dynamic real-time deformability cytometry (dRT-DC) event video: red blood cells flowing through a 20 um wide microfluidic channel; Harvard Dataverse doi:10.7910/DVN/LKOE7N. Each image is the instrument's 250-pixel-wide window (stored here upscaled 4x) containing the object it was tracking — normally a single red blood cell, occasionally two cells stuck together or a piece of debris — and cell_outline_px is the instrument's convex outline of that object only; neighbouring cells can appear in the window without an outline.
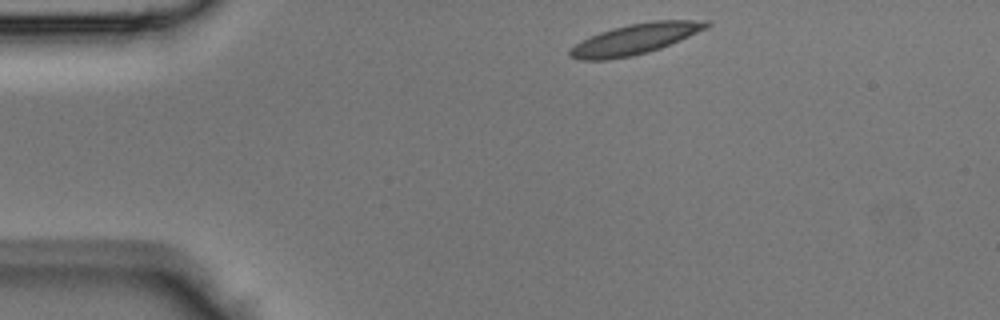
{"species": "Egyptian fruit bat (a non-hibernating species)", "species_latin": "Rousettus aegyptiacus", "temperature_condition": "room temperature", "stored_images_in_passage": 37, "camera_frame_rate_fps": 3000, "um_per_image_px": 0.085, "animal": {"sex": "male"}, "frame": {"image": 1, "passage_image": 1, "time_ms": 0.0, "image_size_px": [1000, 320], "cell_outline_px": [[712, 24], [688, 36], [660, 48], [648, 52], [632, 56], [608, 60], [576, 60], [568, 56], [568, 52], [576, 44], [600, 32], [612, 28], [628, 24], [652, 20], [708, 20]], "centroid_in_image_um": [53.95, 3.32], "position_along_channel_um": 31.0, "area_um2": 24.04}}
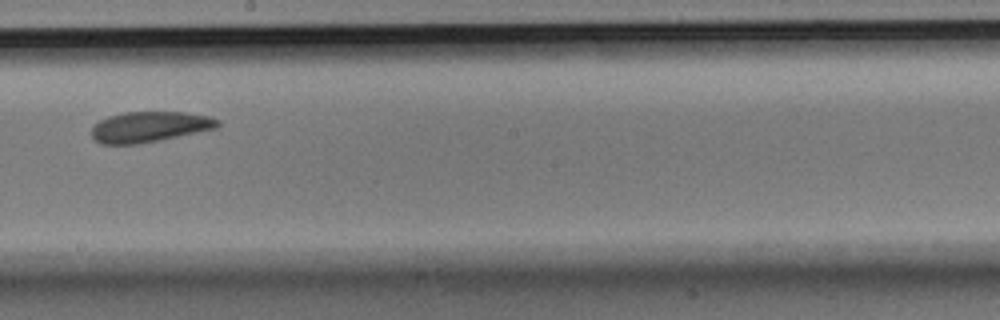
{"frame": {"image": 2, "passage_image": 18, "time_ms": 5.667, "image_size_px": [1000, 320], "cell_outline_px": [[220, 124], [216, 128], [160, 140], [136, 144], [100, 144], [92, 136], [92, 128], [100, 120], [108, 116], [124, 112], [184, 112], [208, 116], [220, 120]], "centroid_in_image_um": [12.71, 10.78], "position_along_channel_um": 235.5, "area_um2": 22.31}}
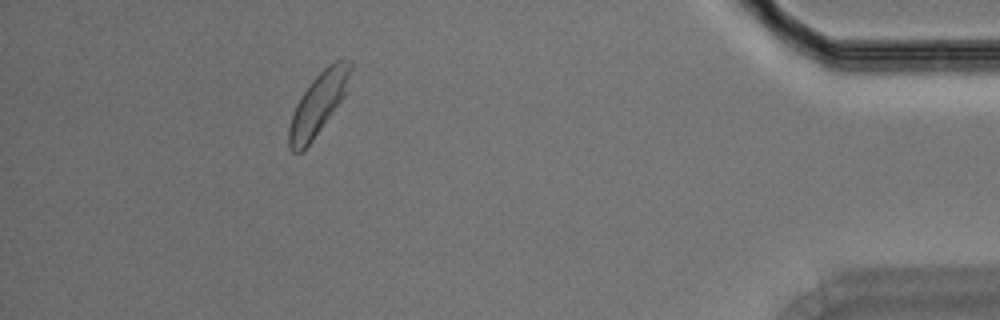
{"frame": {"image": 3, "passage_image": 33, "time_ms": 10.667, "image_size_px": [1000, 320], "cell_outline_px": [[352, 68], [348, 92], [312, 140], [300, 152], [292, 152], [288, 148], [288, 128], [296, 104], [312, 80], [328, 64], [336, 60], [352, 60]], "centroid_in_image_um": [27.08, 8.79], "position_along_channel_um": 408.1, "area_um2": 22.08}}